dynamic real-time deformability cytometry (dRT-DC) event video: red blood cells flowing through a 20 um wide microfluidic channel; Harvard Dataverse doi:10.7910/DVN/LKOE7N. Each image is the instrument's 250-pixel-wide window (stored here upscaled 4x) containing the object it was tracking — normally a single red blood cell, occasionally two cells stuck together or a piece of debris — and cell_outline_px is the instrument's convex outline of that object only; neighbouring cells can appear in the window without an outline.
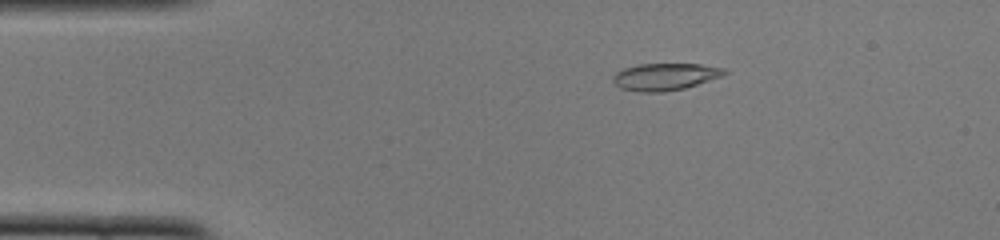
{"species": "common noctule bat (a hibernating species)", "species_latin": "Nyctalus noctula", "temperature_condition": "cold", "stored_images_in_passage": 50, "camera_frame_rate_fps": 3000, "um_per_image_px": 0.085, "animal": {"sex": "female", "body_mass_g": 22.0, "forearm_length_mm": 56.7}, "frame": {"image": 1, "passage_image": 9, "time_ms": 2.667, "image_size_px": [1000, 240], "cell_outline_px": [[728, 72], [720, 76], [684, 88], [660, 92], [640, 92], [620, 88], [612, 80], [612, 76], [616, 72], [624, 68], [640, 64], [700, 64], [724, 68]], "centroid_in_image_um": [56.48, 6.51], "position_along_channel_um": 28.5, "area_um2": 17.34}}
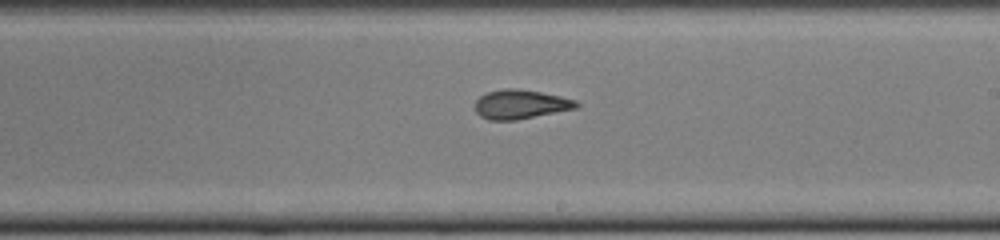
{"frame": {"image": 2, "passage_image": 29, "time_ms": 9.333, "image_size_px": [1000, 240], "cell_outline_px": [[580, 104], [576, 108], [516, 120], [488, 120], [480, 116], [476, 112], [476, 100], [480, 96], [488, 92], [504, 88], [516, 88], [540, 92], [560, 96], [576, 100]], "centroid_in_image_um": [44.24, 8.86], "position_along_channel_um": 244.8, "area_um2": 17.11}}
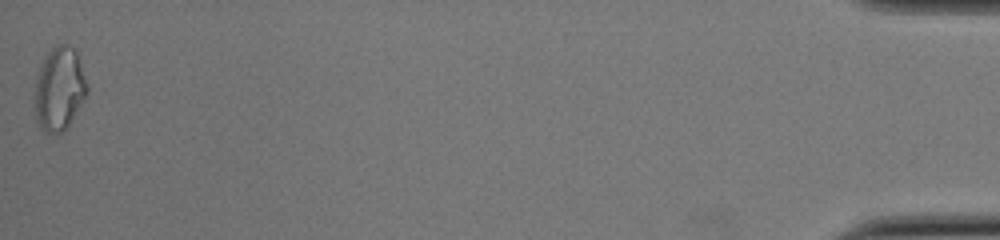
{"frame": {"image": 3, "passage_image": 50, "time_ms": 16.333, "image_size_px": [1000, 240], "cell_outline_px": [[88, 92], [68, 124], [60, 132], [44, 132], [36, 120], [36, 76], [44, 56], [56, 44], [68, 44], [76, 52], [88, 88]], "centroid_in_image_um": [5.03, 7.51], "position_along_channel_um": 430.2, "area_um2": 24.74}, "authors_computed_cell_mechanics": {"area_um2": 17.4845, "velocity_mm_per_s": 4.0176, "shape_relaxation_time_tau1_ms": null, "shape_relaxation_time_tau2_ms": 2.9927, "deformation_change_tau1": null, "deformation_change_tau2": 0.0837}}